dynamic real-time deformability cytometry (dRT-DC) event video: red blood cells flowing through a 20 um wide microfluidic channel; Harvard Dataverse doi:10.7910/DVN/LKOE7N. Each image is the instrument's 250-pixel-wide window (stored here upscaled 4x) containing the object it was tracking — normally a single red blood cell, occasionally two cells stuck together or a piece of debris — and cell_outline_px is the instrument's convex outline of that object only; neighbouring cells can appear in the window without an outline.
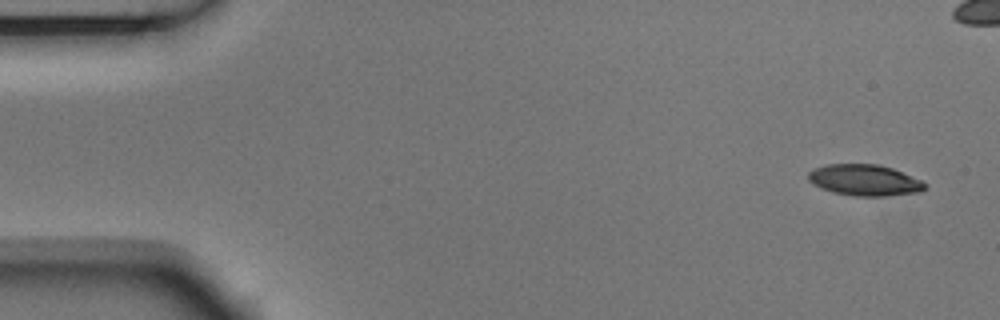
{"species": "Egyptian fruit bat (a non-hibernating species)", "species_latin": "Rousettus aegyptiacus", "temperature_condition": "room temperature", "stored_images_in_passage": 7, "camera_frame_rate_fps": 3000, "um_per_image_px": 0.085, "animal": {"sex": "male"}, "frame": {"image": 1, "passage_image": 1, "time_ms": 0.0, "image_size_px": [1000, 320], "cell_outline_px": [[928, 184], [920, 192], [884, 196], [856, 196], [832, 192], [820, 188], [812, 184], [808, 180], [808, 172], [812, 168], [824, 164], [880, 164], [892, 168], [924, 180]], "centroid_in_image_um": [73.48, 15.3], "position_along_channel_um": 11.5, "area_um2": 21.56}}
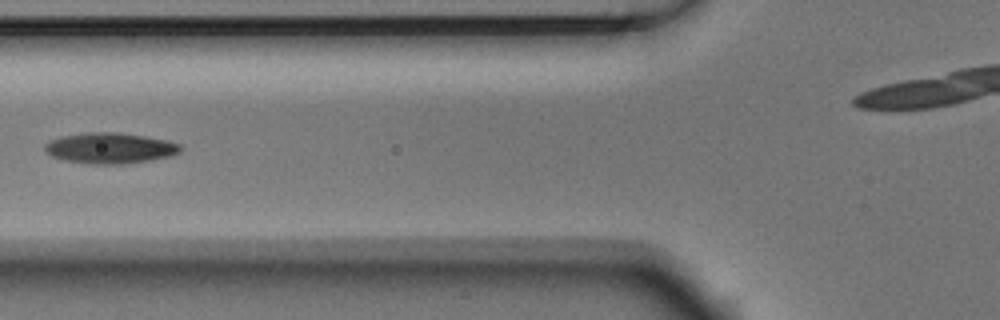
{"frame": {"image": 2, "passage_image": 6, "time_ms": 1.667, "image_size_px": [1000, 320], "cell_outline_px": [[180, 152], [172, 156], [124, 164], [92, 164], [64, 160], [52, 156], [44, 148], [44, 144], [48, 140], [60, 136], [88, 132], [120, 132], [168, 140], [180, 144]], "centroid_in_image_um": [9.34, 12.58], "position_along_channel_um": 116.5, "area_um2": 24.39}}
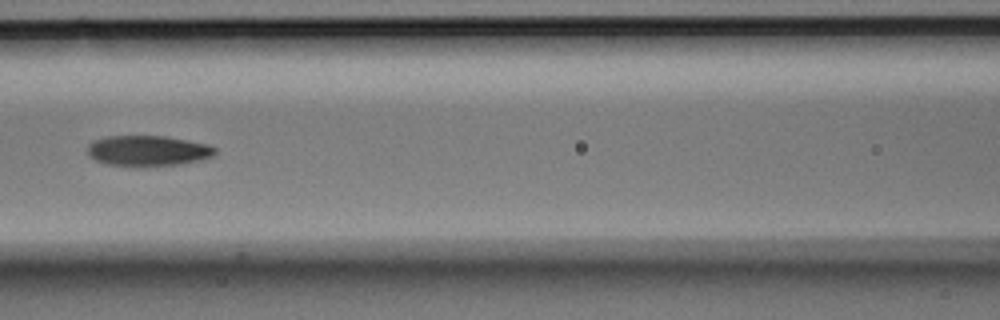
{"frame": {"image": 3, "passage_image": 7, "time_ms": 2.0, "image_size_px": [1000, 320], "cell_outline_px": [[216, 152], [212, 156], [200, 160], [180, 164], [144, 168], [132, 168], [104, 164], [96, 160], [88, 152], [88, 144], [92, 140], [108, 136], [164, 136], [208, 144], [216, 148]], "centroid_in_image_um": [12.54, 12.85], "position_along_channel_um": 154.1, "area_um2": 23.24}}